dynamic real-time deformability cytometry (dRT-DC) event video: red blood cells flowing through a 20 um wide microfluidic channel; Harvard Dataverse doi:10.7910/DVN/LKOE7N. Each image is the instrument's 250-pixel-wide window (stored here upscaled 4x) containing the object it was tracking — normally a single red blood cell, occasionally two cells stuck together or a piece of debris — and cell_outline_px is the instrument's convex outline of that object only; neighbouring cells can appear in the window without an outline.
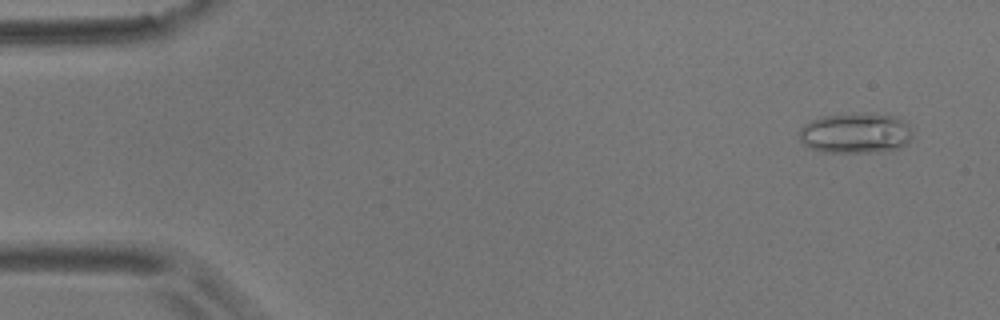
{"species": "common noctule bat (a hibernating species)", "species_latin": "Nyctalus noctula", "temperature_condition": "room temperature", "stored_images_in_passage": 57, "camera_frame_rate_fps": 3000, "um_per_image_px": 0.085, "animal": {"sex": "male", "body_mass_g": 17.9}, "frame": {"image": 1, "passage_image": 4, "time_ms": 1.0, "image_size_px": [1000, 320], "cell_outline_px": [[912, 136], [908, 144], [900, 148], [884, 152], [820, 152], [804, 144], [800, 140], [796, 132], [808, 120], [820, 116], [864, 112], [896, 116], [908, 124], [912, 132]], "centroid_in_image_um": [72.71, 11.31], "position_along_channel_um": 12.3, "area_um2": 27.4}}
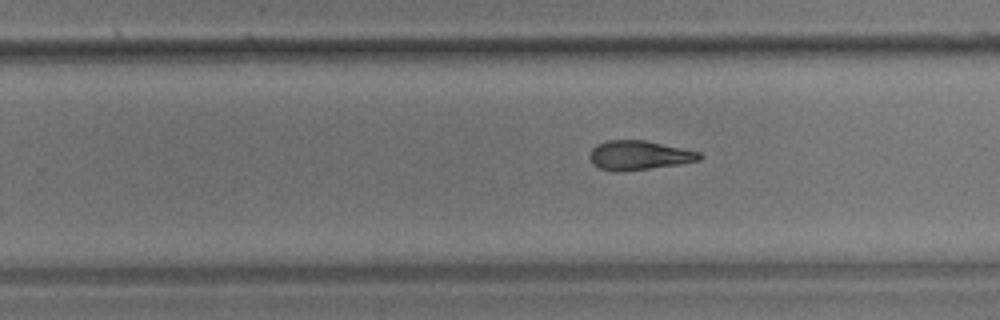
{"frame": {"image": 2, "passage_image": 36, "time_ms": 11.667, "image_size_px": [1000, 320], "cell_outline_px": [[704, 156], [700, 160], [680, 164], [620, 172], [616, 172], [600, 168], [592, 164], [588, 156], [592, 148], [596, 144], [608, 140], [644, 140], [700, 152]], "centroid_in_image_um": [54.29, 13.2], "position_along_channel_um": 275.5, "area_um2": 18.79}}
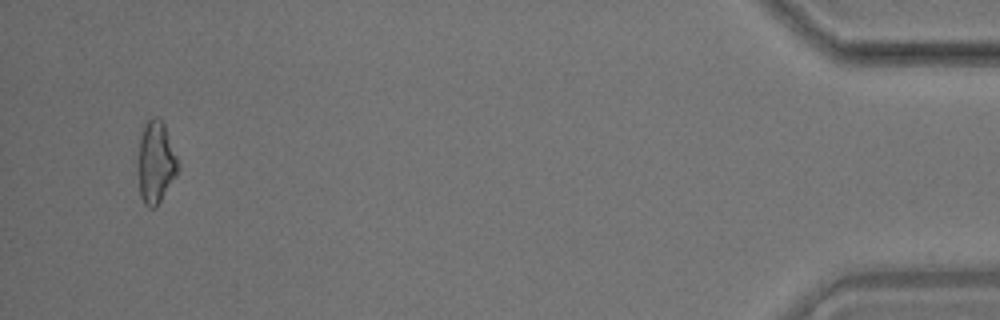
{"frame": {"image": 3, "passage_image": 55, "time_ms": 18.0, "image_size_px": [1000, 320], "cell_outline_px": [[176, 176], [156, 208], [148, 208], [144, 204], [140, 196], [140, 136], [148, 120], [152, 116], [160, 116], [164, 124], [176, 156]], "centroid_in_image_um": [13.25, 13.81], "position_along_channel_um": 422.0, "area_um2": 18.38}, "authors_computed_cell_mechanics": {"area_um2": 19.363, "velocity_mm_per_s": 3.5459, "shape_relaxation_time_tau1_ms": null, "shape_relaxation_time_tau2_ms": 4.9278, "deformation_change_tau1": null, "deformation_change_tau2": 0.1553}}